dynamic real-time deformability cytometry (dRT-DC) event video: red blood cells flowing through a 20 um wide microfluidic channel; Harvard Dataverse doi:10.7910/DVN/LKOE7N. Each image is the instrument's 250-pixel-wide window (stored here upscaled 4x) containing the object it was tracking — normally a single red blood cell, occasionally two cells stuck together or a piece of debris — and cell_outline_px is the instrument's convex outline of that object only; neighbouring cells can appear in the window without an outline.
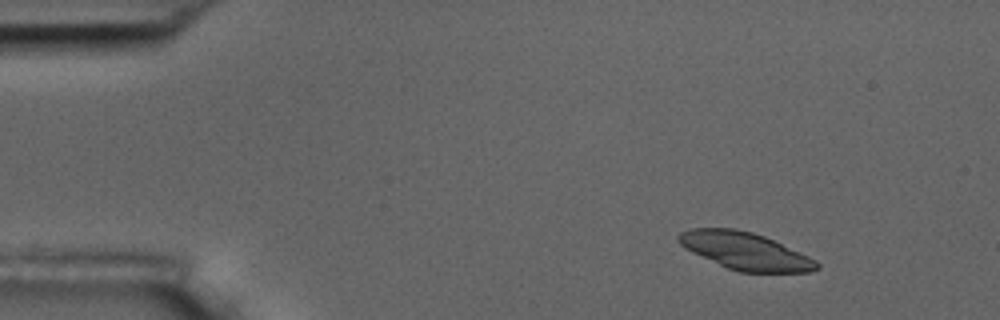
{"species": "common noctule bat (a hibernating species)", "species_latin": "Nyctalus noctula", "temperature_condition": "room temperature", "stored_images_in_passage": 4, "camera_frame_rate_fps": 3000, "um_per_image_px": 0.085, "animal": {"sex": "male", "body_mass_g": 17.5, "forearm_length_mm": 52.3}, "frame": {"image": 1, "passage_image": 1, "time_ms": 0.0, "image_size_px": [1000, 320], "cell_outline_px": [[820, 268], [808, 272], [740, 272], [728, 268], [692, 252], [680, 244], [676, 240], [676, 236], [680, 232], [692, 228], [736, 228], [752, 232], [764, 236], [800, 252], [816, 260], [820, 264]], "centroid_in_image_um": [63.33, 21.33], "position_along_channel_um": 21.7, "area_um2": 29.88}}